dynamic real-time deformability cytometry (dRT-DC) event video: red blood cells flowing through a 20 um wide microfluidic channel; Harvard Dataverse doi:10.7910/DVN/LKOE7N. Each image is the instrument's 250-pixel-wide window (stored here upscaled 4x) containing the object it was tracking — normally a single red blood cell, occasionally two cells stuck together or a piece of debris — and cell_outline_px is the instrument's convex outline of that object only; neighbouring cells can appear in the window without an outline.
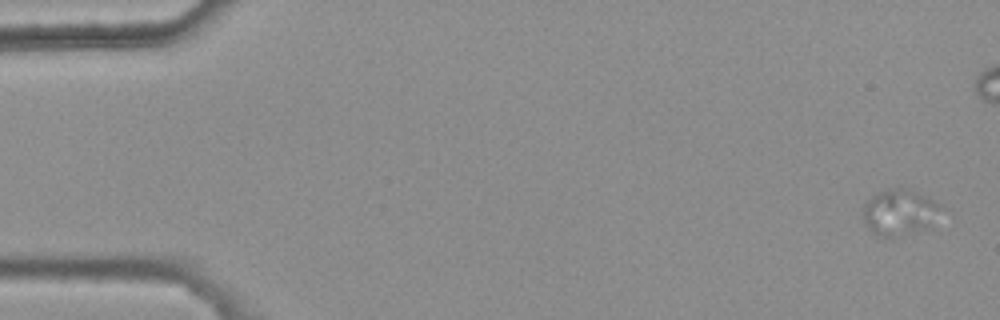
{"species": "common noctule bat (a hibernating species)", "species_latin": "Nyctalus noctula", "temperature_condition": "warm", "stored_images_in_passage": 8, "camera_frame_rate_fps": 3000, "um_per_image_px": 0.085, "animal": {"sex": "female", "body_mass_g": 25.1}, "frame": {"image": 1, "passage_image": 1, "time_ms": 0.0, "image_size_px": [1000, 320], "cell_outline_px": [[940, 204], [924, 224], [912, 232], [892, 236], [880, 236], [872, 232], [864, 220], [864, 204], [872, 196], [888, 188], [904, 188], [924, 196]], "centroid_in_image_um": [76.29, 18.0], "position_along_channel_um": 8.7, "area_um2": 19.02}}
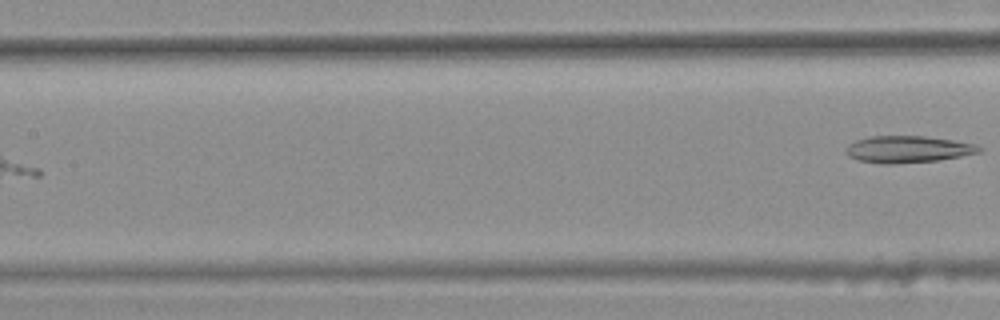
{"frame": {"image": 2, "passage_image": 8, "time_ms": 2.333, "image_size_px": [1000, 320], "cell_outline_px": [[984, 148], [980, 152], [940, 160], [892, 164], [884, 164], [856, 160], [848, 156], [844, 152], [844, 148], [848, 144], [856, 140], [872, 136], [924, 136], [952, 140], [976, 144]], "centroid_in_image_um": [77.13, 12.69], "position_along_channel_um": 130.3, "area_um2": 20.98}}